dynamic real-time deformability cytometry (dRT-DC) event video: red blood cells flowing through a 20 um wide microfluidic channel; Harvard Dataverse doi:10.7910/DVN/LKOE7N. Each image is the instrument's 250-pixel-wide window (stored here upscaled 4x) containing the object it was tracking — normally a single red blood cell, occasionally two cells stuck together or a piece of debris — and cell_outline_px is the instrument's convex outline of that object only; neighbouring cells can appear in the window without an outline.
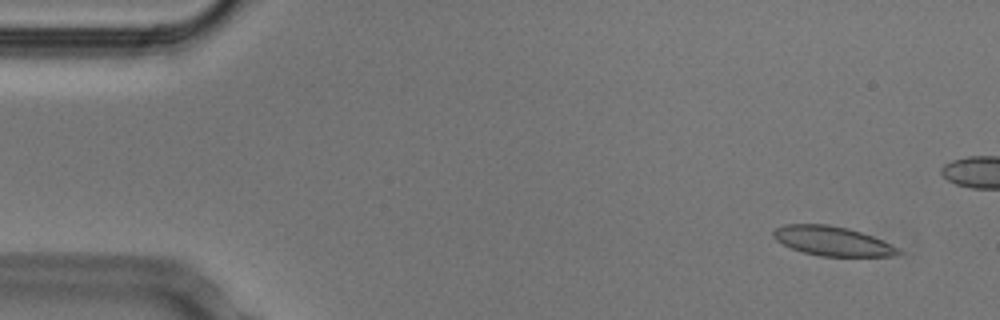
{"species": "Egyptian fruit bat (a non-hibernating species)", "species_latin": "Rousettus aegyptiacus", "temperature_condition": "cold", "stored_images_in_passage": 54, "camera_frame_rate_fps": 3000, "um_per_image_px": 0.085, "animal": {"sex": "male"}, "frame": {"image": 1, "passage_image": 4, "time_ms": 1.0, "image_size_px": [1000, 320], "cell_outline_px": [[904, 252], [892, 256], [820, 256], [804, 252], [792, 248], [776, 240], [772, 236], [772, 232], [776, 228], [784, 224], [828, 224], [848, 228], [872, 236], [892, 244], [900, 248]], "centroid_in_image_um": [70.77, 20.48], "position_along_channel_um": 14.2, "area_um2": 21.39}}
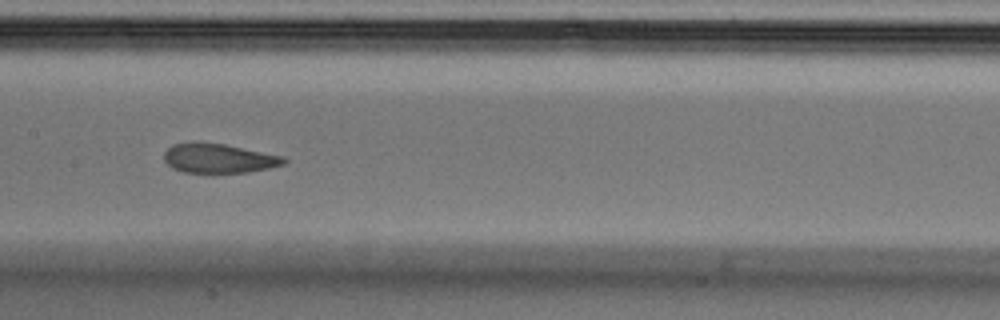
{"frame": {"image": 2, "passage_image": 26, "time_ms": 8.333, "image_size_px": [1000, 320], "cell_outline_px": [[288, 160], [284, 164], [268, 168], [248, 172], [212, 176], [184, 172], [172, 168], [164, 160], [164, 152], [172, 144], [224, 144], [284, 156]], "centroid_in_image_um": [18.61, 13.53], "position_along_channel_um": 188.8, "area_um2": 20.87}}
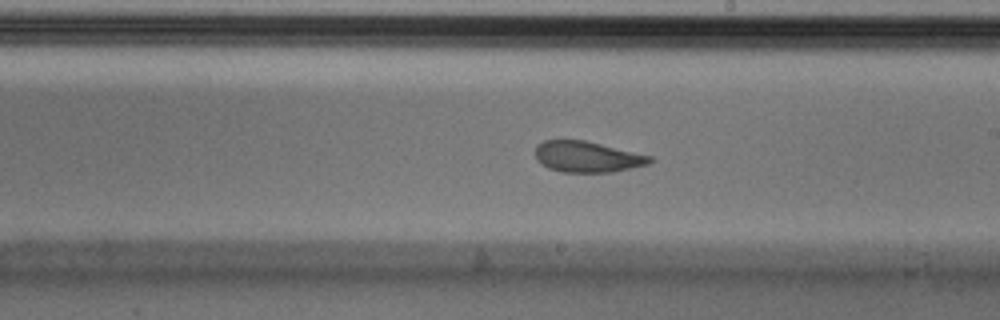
{"frame": {"image": 3, "passage_image": 30, "time_ms": 9.667, "image_size_px": [1000, 320], "cell_outline_px": [[652, 160], [648, 164], [612, 172], [560, 172], [548, 168], [540, 164], [536, 160], [536, 144], [544, 140], [584, 140], [652, 156]], "centroid_in_image_um": [49.87, 13.33], "position_along_channel_um": 239.1, "area_um2": 20.63}, "authors_computed_cell_mechanics": {"area_um2": 21.964, "velocity_mm_per_s": 3.786, "shape_relaxation_time_tau1_ms": 7.5455, "shape_relaxation_time_tau2_ms": 1.5556, "deformation_change_tau1": 0.1642, "deformation_change_tau2": 0.0719}}